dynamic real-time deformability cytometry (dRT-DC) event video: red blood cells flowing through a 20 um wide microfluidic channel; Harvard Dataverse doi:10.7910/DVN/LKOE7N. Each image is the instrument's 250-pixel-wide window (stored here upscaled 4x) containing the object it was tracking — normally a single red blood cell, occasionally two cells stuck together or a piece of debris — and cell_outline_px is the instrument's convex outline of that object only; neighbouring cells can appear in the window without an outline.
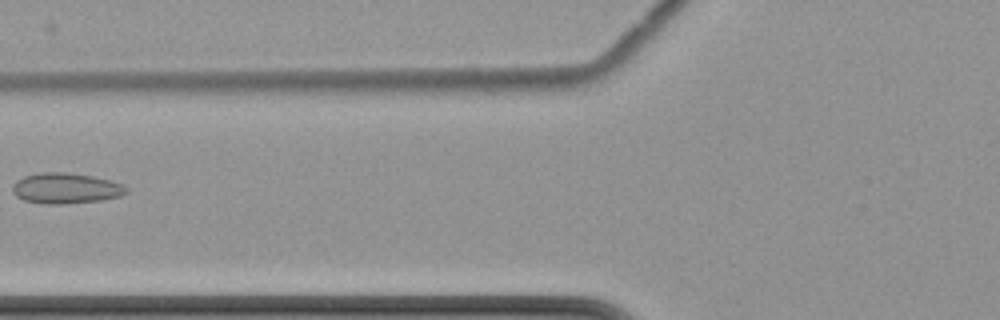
{"species": "common noctule bat (a hibernating species)", "species_latin": "Nyctalus noctula", "temperature_condition": "cold", "stored_images_in_passage": 9, "camera_frame_rate_fps": 3000, "um_per_image_px": 0.085, "animal": {"sex": "female", "body_mass_g": 22.7, "forearm_length_mm": 54.2}, "frame": {"image": 1, "passage_image": 7, "time_ms": 8.0, "image_size_px": [1000, 320], "cell_outline_px": [[128, 192], [120, 196], [100, 200], [60, 204], [40, 204], [24, 200], [16, 196], [12, 192], [12, 184], [16, 180], [24, 176], [40, 172], [64, 172], [92, 176], [112, 180], [124, 184], [128, 188]], "centroid_in_image_um": [5.58, 16.0], "position_along_channel_um": 120.2, "area_um2": 20.52}}
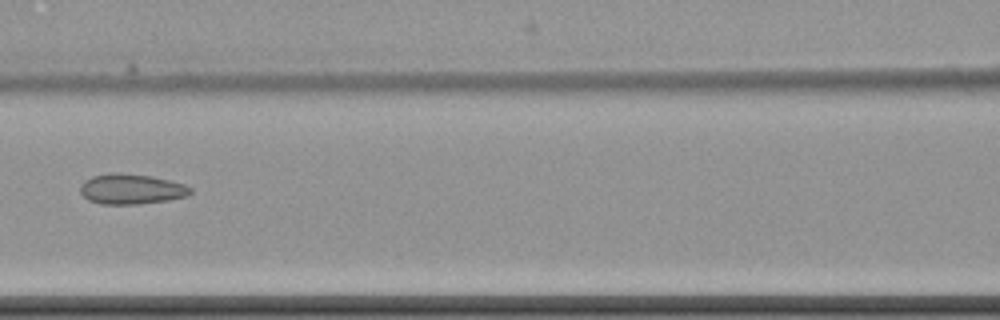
{"frame": {"image": 2, "passage_image": 8, "time_ms": 9.0, "image_size_px": [1000, 320], "cell_outline_px": [[192, 192], [188, 196], [168, 200], [136, 204], [100, 204], [88, 200], [80, 192], [80, 184], [84, 180], [92, 176], [112, 172], [120, 172], [152, 176], [184, 184], [192, 188]], "centroid_in_image_um": [11.14, 16.06], "position_along_channel_um": 155.5, "area_um2": 19.59}}
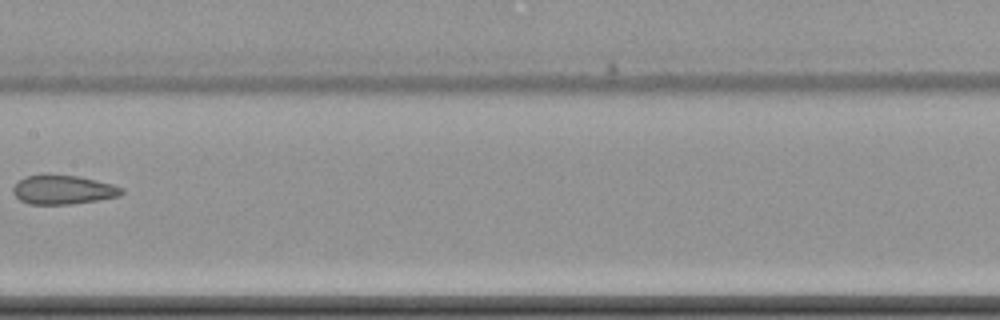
{"frame": {"image": 3, "passage_image": 9, "time_ms": 10.333, "image_size_px": [1000, 320], "cell_outline_px": [[124, 192], [120, 196], [100, 200], [72, 204], [28, 204], [20, 200], [12, 192], [12, 188], [24, 176], [48, 172], [80, 176], [112, 184], [124, 188]], "centroid_in_image_um": [5.36, 16.1], "position_along_channel_um": 202.0, "area_um2": 19.02}}